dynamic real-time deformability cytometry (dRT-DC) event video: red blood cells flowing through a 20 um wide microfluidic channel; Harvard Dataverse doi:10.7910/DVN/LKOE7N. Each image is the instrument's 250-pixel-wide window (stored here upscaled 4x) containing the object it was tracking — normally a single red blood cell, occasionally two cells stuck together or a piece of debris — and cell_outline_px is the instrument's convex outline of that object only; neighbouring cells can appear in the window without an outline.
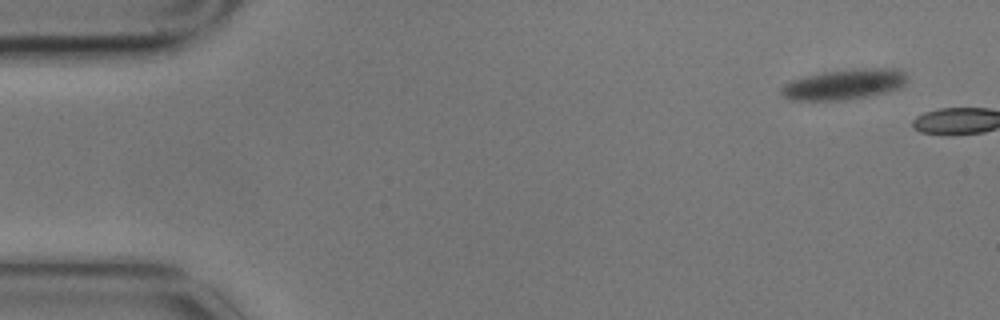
{"species": "common noctule bat (a hibernating species)", "species_latin": "Nyctalus noctula", "temperature_condition": "cold", "stored_images_in_passage": 2, "camera_frame_rate_fps": 3000, "um_per_image_px": 0.085, "animal": {"sex": "male", "body_mass_g": 17.9}, "frame": {"image": 1, "passage_image": 1, "time_ms": 0.0, "image_size_px": [1000, 320], "cell_outline_px": [[908, 80], [900, 88], [888, 92], [868, 96], [840, 100], [788, 100], [780, 92], [780, 88], [788, 80], [804, 76], [824, 72], [860, 68], [896, 68], [904, 72], [908, 76]], "centroid_in_image_um": [71.75, 7.16], "position_along_channel_um": 13.2, "area_um2": 22.54}}